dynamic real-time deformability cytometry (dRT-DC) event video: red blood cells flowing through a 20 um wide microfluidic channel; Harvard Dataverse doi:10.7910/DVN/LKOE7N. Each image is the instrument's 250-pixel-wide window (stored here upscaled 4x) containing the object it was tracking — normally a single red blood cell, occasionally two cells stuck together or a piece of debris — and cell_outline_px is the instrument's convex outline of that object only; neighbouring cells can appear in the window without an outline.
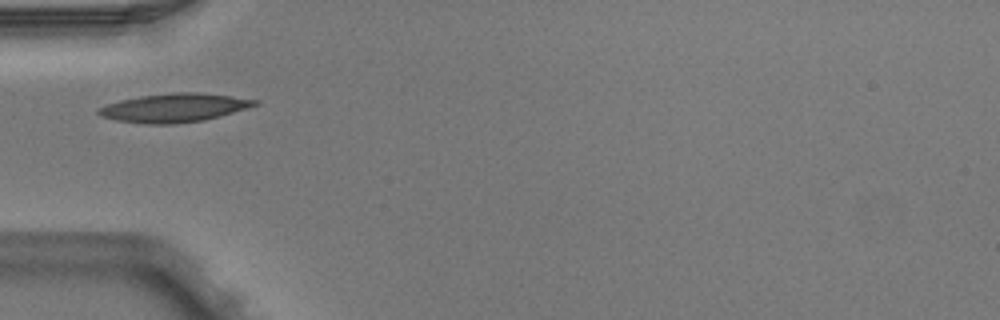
{"species": "Egyptian fruit bat (a non-hibernating species)", "species_latin": "Rousettus aegyptiacus", "temperature_condition": "warm", "stored_images_in_passage": 1, "camera_frame_rate_fps": 3000, "um_per_image_px": 0.085, "animal": {"sex": "male"}, "frame": {"image": 1, "passage_image": 1, "time_ms": 0.0, "image_size_px": [1000, 320], "cell_outline_px": [[260, 104], [204, 120], [176, 124], [144, 124], [116, 120], [100, 116], [96, 112], [96, 108], [120, 100], [140, 96], [176, 92], [200, 92], [232, 96], [260, 100]], "centroid_in_image_um": [14.79, 9.16], "position_along_channel_um": 70.2, "area_um2": 26.13}}